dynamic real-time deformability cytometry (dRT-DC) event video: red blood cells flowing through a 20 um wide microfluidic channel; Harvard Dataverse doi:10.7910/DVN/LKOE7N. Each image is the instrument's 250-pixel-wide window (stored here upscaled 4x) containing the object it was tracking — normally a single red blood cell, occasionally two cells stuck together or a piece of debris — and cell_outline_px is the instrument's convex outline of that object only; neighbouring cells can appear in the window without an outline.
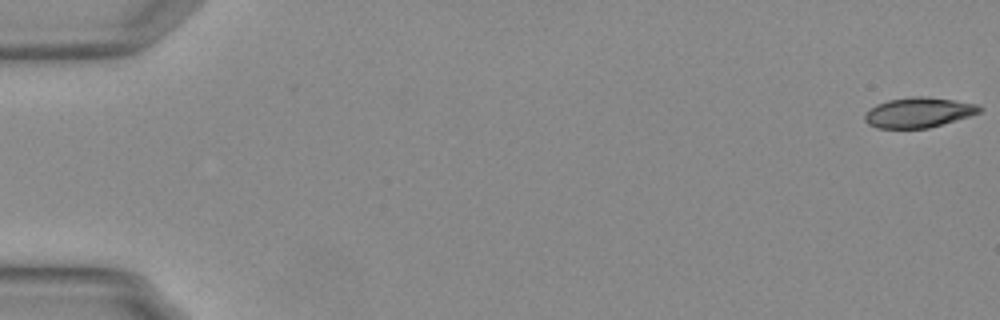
{"species": "Egyptian fruit bat (a non-hibernating species)", "species_latin": "Rousettus aegyptiacus", "temperature_condition": "warm", "stored_images_in_passage": 9, "camera_frame_rate_fps": 3000, "um_per_image_px": 0.085, "animal": {"sex": "female"}, "frame": {"image": 1, "passage_image": 1, "time_ms": 0.0, "image_size_px": [1000, 320], "cell_outline_px": [[984, 108], [980, 112], [968, 116], [928, 128], [876, 128], [868, 124], [864, 120], [864, 112], [876, 104], [888, 100], [912, 96], [924, 96], [980, 104]], "centroid_in_image_um": [78.05, 9.55], "position_along_channel_um": 7.0, "area_um2": 20.17}}